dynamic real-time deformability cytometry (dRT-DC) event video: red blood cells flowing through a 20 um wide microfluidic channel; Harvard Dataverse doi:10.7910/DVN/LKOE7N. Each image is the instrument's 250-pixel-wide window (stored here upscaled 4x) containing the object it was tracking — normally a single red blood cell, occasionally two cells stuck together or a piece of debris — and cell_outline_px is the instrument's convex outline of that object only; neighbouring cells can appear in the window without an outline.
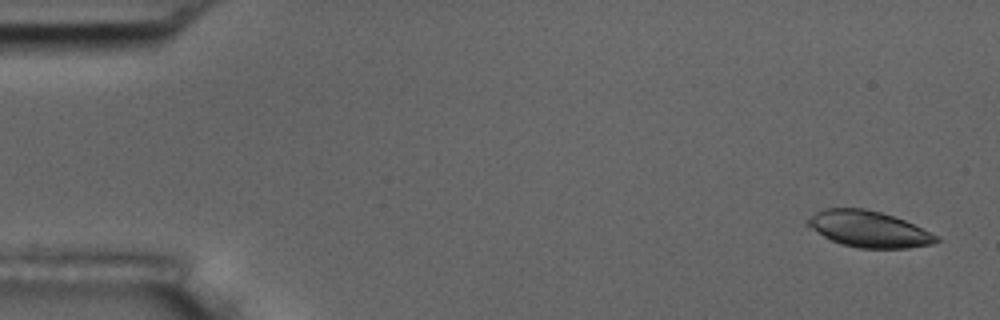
{"species": "common noctule bat (a hibernating species)", "species_latin": "Nyctalus noctula", "temperature_condition": "room temperature", "stored_images_in_passage": 6, "camera_frame_rate_fps": 3000, "um_per_image_px": 0.085, "animal": {"sex": "male", "body_mass_g": 17.5, "forearm_length_mm": 52.3}, "frame": {"image": 1, "passage_image": 1, "time_ms": 0.0, "image_size_px": [1000, 320], "cell_outline_px": [[940, 240], [932, 244], [908, 248], [856, 248], [840, 244], [824, 236], [804, 224], [804, 220], [816, 212], [824, 208], [864, 208], [880, 212], [904, 220], [936, 236]], "centroid_in_image_um": [73.76, 19.47], "position_along_channel_um": 11.2, "area_um2": 26.93}}